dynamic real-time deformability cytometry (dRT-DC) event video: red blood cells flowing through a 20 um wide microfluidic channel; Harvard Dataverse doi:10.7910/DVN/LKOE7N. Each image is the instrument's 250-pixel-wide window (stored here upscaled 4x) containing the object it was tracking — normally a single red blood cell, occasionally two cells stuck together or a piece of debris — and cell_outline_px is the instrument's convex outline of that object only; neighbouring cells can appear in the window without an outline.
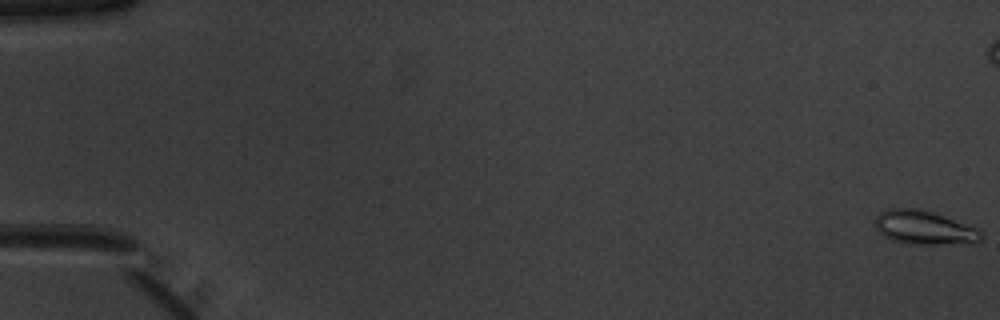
{"species": "common noctule bat (a hibernating species)", "species_latin": "Nyctalus noctula", "temperature_condition": "warm", "stored_images_in_passage": 54, "camera_frame_rate_fps": 3000, "um_per_image_px": 0.085, "animal": {"sex": "male", "body_mass_g": 20.1, "forearm_length_mm": 53.5}, "frame": {"image": 1, "passage_image": 1, "time_ms": 0.0, "image_size_px": [1000, 320], "cell_outline_px": [[984, 236], [980, 240], [936, 244], [908, 244], [892, 240], [884, 236], [876, 228], [876, 216], [880, 212], [888, 208], [916, 208], [932, 212], [944, 216], [976, 228], [984, 232]], "centroid_in_image_um": [78.5, 19.33], "position_along_channel_um": 6.5, "area_um2": 20.46}}
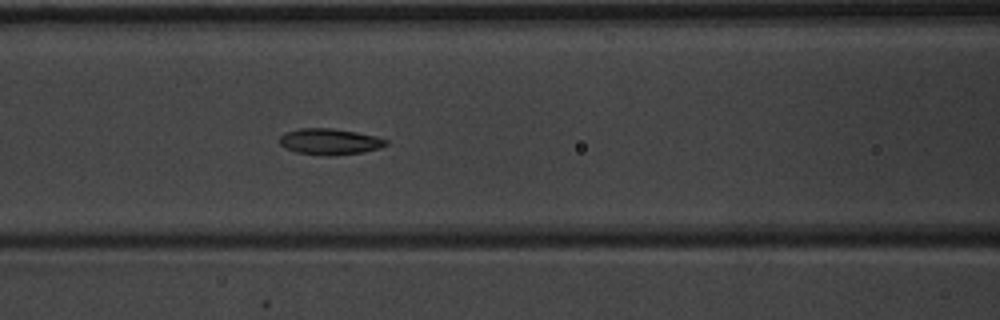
{"frame": {"image": 2, "passage_image": 24, "time_ms": 7.667, "image_size_px": [1000, 320], "cell_outline_px": [[388, 144], [380, 148], [364, 152], [332, 156], [320, 156], [296, 152], [284, 148], [280, 144], [280, 136], [284, 132], [300, 128], [332, 128], [356, 132], [376, 136], [388, 140]], "centroid_in_image_um": [28.02, 12.05], "position_along_channel_um": 138.6, "area_um2": 16.47}}
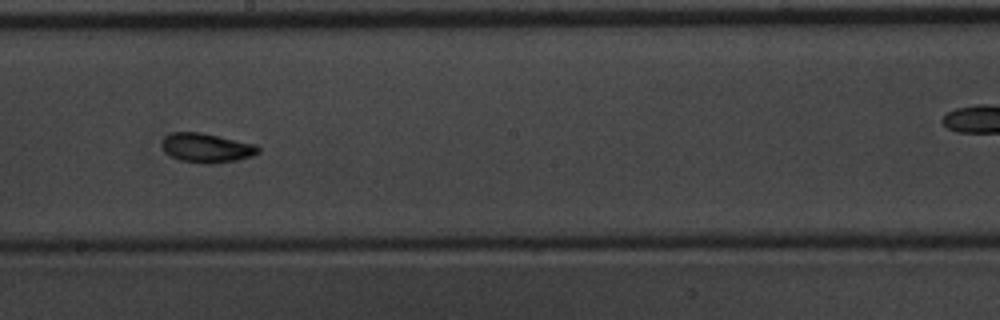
{"frame": {"image": 3, "passage_image": 31, "time_ms": 10.0, "image_size_px": [1000, 320], "cell_outline_px": [[260, 152], [252, 156], [236, 160], [212, 164], [204, 164], [180, 160], [164, 152], [160, 144], [164, 136], [172, 132], [200, 132], [256, 144], [260, 148]], "centroid_in_image_um": [17.54, 12.57], "position_along_channel_um": 230.7, "area_um2": 16.59}, "authors_computed_cell_mechanics": {"area_um2": 16.184, "velocity_mm_per_s": 3.9561, "shape_relaxation_time_tau1_ms": 2.5939, "shape_relaxation_time_tau2_ms": 1.9839, "deformation_change_tau1": 0.1203, "deformation_change_tau2": 0.0643}}